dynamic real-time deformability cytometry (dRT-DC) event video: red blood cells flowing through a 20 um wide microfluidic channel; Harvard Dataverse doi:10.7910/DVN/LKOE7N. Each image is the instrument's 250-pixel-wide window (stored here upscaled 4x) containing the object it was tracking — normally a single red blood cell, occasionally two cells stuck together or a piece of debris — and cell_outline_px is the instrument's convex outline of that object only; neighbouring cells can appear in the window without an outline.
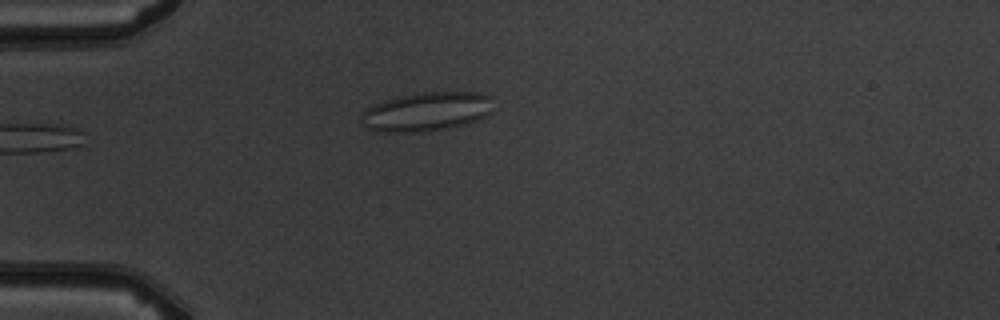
{"species": "common noctule bat (a hibernating species)", "species_latin": "Nyctalus noctula", "temperature_condition": "warm", "stored_images_in_passage": 3, "camera_frame_rate_fps": 3000, "um_per_image_px": 0.085, "animal": {"sex": "male", "body_mass_g": 19.5, "forearm_length_mm": 54.6}, "frame": {"image": 1, "passage_image": 3, "time_ms": 3.333, "image_size_px": [1000, 320], "cell_outline_px": [[492, 112], [476, 120], [464, 124], [448, 128], [428, 132], [372, 132], [364, 128], [360, 120], [360, 112], [384, 100], [400, 96], [420, 92], [480, 92], [488, 96]], "centroid_in_image_um": [36.17, 9.51], "position_along_channel_um": 48.8, "area_um2": 30.23}}